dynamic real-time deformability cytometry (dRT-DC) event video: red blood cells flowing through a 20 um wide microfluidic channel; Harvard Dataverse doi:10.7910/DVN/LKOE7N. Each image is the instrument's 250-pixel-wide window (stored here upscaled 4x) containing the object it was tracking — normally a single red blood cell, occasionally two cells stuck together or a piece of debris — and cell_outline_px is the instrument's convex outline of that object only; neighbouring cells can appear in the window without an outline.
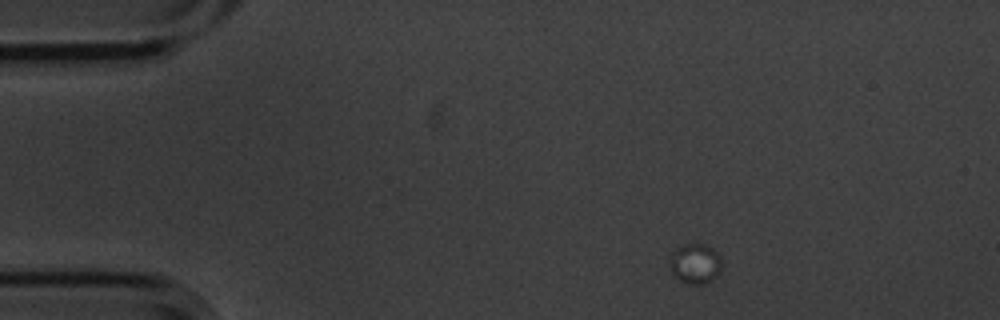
{"species": "common noctule bat (a hibernating species)", "species_latin": "Nyctalus noctula", "temperature_condition": "cold", "stored_images_in_passage": 3, "camera_frame_rate_fps": 3000, "um_per_image_px": 0.085, "animal": {"sex": "male", "body_mass_g": 20.1, "forearm_length_mm": 53.5}, "frame": {"image": 1, "passage_image": 1, "time_ms": 0.0, "image_size_px": [1000, 320], "cell_outline_px": [[724, 264], [720, 272], [712, 280], [704, 284], [688, 284], [680, 280], [672, 272], [672, 260], [676, 248], [684, 244], [704, 244], [712, 248], [720, 256]], "centroid_in_image_um": [59.18, 22.42], "position_along_channel_um": 25.8, "area_um2": 11.96}}